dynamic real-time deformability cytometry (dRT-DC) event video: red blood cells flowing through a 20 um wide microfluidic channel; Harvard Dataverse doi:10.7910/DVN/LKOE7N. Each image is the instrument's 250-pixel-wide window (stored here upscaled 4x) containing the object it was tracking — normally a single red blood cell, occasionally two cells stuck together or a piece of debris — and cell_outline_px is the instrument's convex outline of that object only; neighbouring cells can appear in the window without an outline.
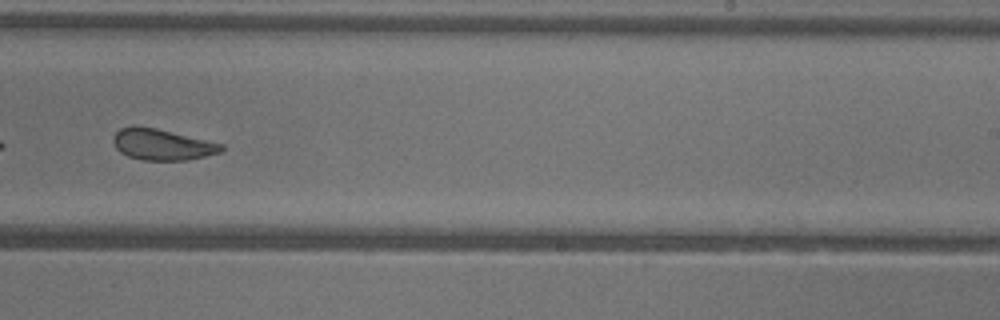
{"species": "common noctule bat (a hibernating species)", "species_latin": "Nyctalus noctula", "temperature_condition": "warm", "stored_images_in_passage": 25, "camera_frame_rate_fps": 3000, "um_per_image_px": 0.085, "animal": {"sex": "female"}, "frame": {"image": 1, "passage_image": 19, "time_ms": 6.0, "image_size_px": [1000, 320], "cell_outline_px": [[224, 148], [220, 152], [188, 160], [144, 160], [128, 156], [120, 152], [116, 148], [112, 140], [112, 136], [120, 128], [156, 128], [224, 144]], "centroid_in_image_um": [13.79, 12.31], "position_along_channel_um": 275.2, "area_um2": 19.19}}
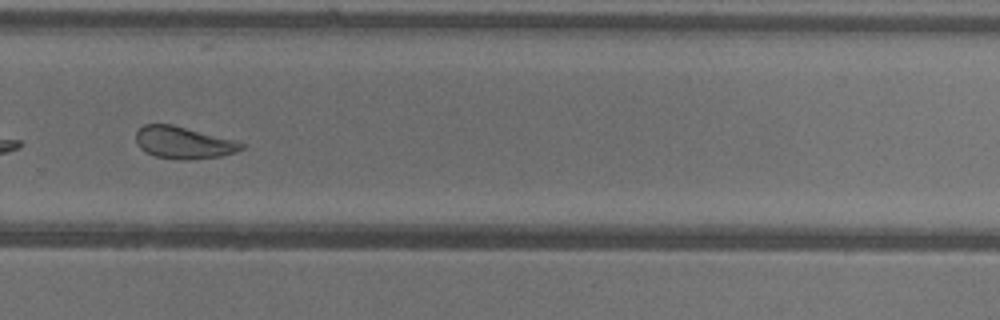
{"frame": {"image": 2, "passage_image": 22, "time_ms": 7.0, "image_size_px": [1000, 320], "cell_outline_px": [[244, 148], [220, 156], [188, 160], [184, 160], [156, 156], [144, 152], [136, 144], [136, 132], [144, 124], [172, 124], [236, 140], [244, 144]], "centroid_in_image_um": [15.56, 12.11], "position_along_channel_um": 314.2, "area_um2": 19.65}}